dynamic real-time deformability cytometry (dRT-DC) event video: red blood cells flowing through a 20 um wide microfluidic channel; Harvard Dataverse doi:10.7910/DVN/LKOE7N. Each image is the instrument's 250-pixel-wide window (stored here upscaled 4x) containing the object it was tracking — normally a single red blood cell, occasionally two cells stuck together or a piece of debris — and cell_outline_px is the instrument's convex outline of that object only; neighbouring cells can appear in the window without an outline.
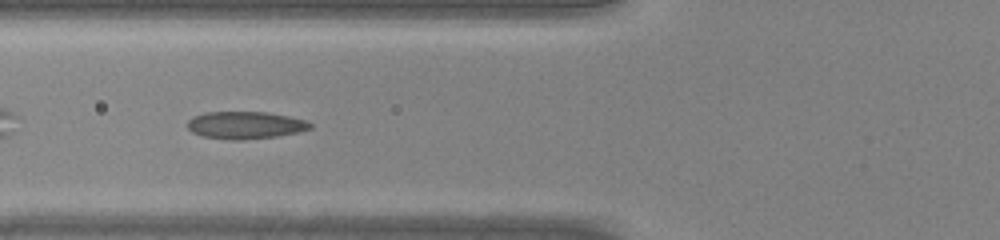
{"species": "common noctule bat (a hibernating species)", "species_latin": "Nyctalus noctula", "temperature_condition": "warm", "stored_images_in_passage": 20, "camera_frame_rate_fps": 3000, "um_per_image_px": 0.085, "animal": {"sex": "male", "body_mass_g": 20.0, "forearm_length_mm": 53.3}, "frame": {"image": 1, "passage_image": 6, "time_ms": 1.667, "image_size_px": [1000, 240], "cell_outline_px": [[312, 128], [296, 132], [276, 136], [240, 140], [232, 140], [200, 136], [192, 132], [188, 128], [188, 120], [192, 116], [204, 112], [268, 112], [288, 116], [304, 120], [312, 124]], "centroid_in_image_um": [20.8, 10.63], "position_along_channel_um": 105.0, "area_um2": 19.54}}
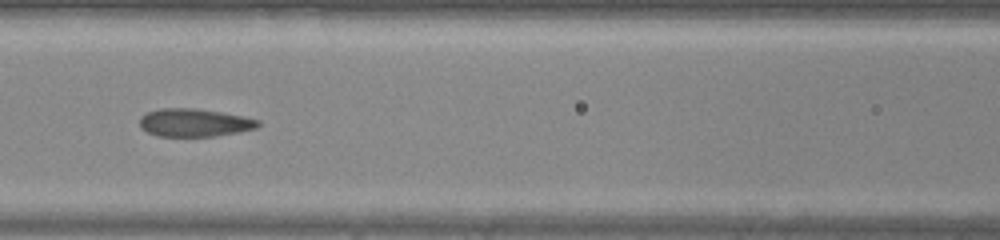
{"frame": {"image": 2, "passage_image": 9, "time_ms": 2.667, "image_size_px": [1000, 240], "cell_outline_px": [[260, 124], [256, 128], [216, 136], [156, 136], [140, 128], [140, 116], [148, 112], [160, 108], [196, 108], [220, 112], [260, 120]], "centroid_in_image_um": [16.48, 10.42], "position_along_channel_um": 150.1, "area_um2": 19.19}}